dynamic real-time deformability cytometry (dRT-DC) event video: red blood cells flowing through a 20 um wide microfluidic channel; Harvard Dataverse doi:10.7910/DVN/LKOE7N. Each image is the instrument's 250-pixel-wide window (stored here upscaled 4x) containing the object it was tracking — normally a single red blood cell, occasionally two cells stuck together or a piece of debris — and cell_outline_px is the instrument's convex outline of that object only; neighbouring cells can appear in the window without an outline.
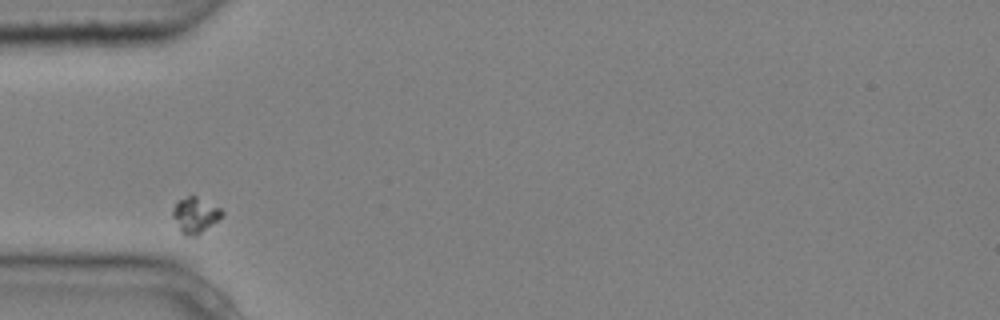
{"species": "common noctule bat (a hibernating species)", "species_latin": "Nyctalus noctula", "temperature_condition": "cold", "stored_images_in_passage": 1, "camera_frame_rate_fps": 3000, "um_per_image_px": 0.085, "animal": {"sex": "male", "body_mass_g": 20.4}, "frame": {"image": 1, "passage_image": 1, "time_ms": 0.0, "image_size_px": [1000, 320], "cell_outline_px": [[224, 216], [196, 236], [184, 236], [172, 216], [172, 212], [176, 204], [180, 200], [188, 196], [196, 196], [220, 208], [224, 212]], "centroid_in_image_um": [16.62, 18.3], "position_along_channel_um": 68.4, "area_um2": 10.06}}